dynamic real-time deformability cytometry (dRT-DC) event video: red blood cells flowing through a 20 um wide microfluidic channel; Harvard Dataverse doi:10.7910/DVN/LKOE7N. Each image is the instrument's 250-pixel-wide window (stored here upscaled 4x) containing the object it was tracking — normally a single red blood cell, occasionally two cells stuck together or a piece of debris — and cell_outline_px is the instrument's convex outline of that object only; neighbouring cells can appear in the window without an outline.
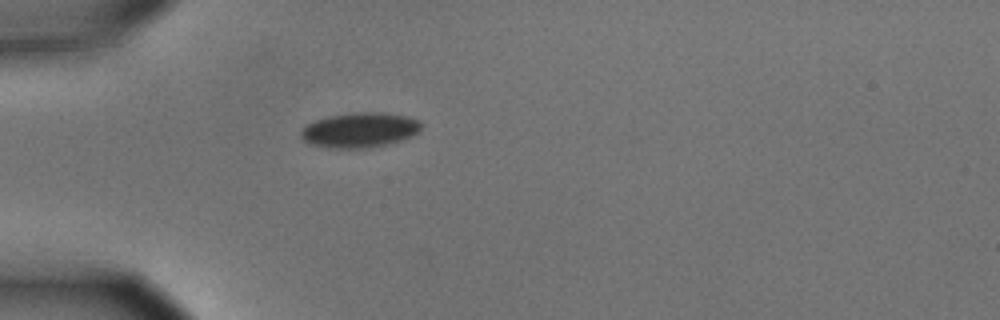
{"species": "common noctule bat (a hibernating species)", "species_latin": "Nyctalus noctula", "temperature_condition": "cold", "stored_images_in_passage": 1, "camera_frame_rate_fps": 3000, "um_per_image_px": 0.085, "animal": {"sex": "male", "body_mass_g": 15.6}, "frame": {"image": 1, "passage_image": 1, "time_ms": 0.0, "image_size_px": [1000, 320], "cell_outline_px": [[420, 128], [412, 136], [388, 144], [364, 148], [328, 148], [308, 144], [300, 136], [300, 132], [308, 124], [316, 120], [328, 116], [352, 112], [384, 112], [408, 116], [420, 120]], "centroid_in_image_um": [30.56, 11.05], "position_along_channel_um": 54.4, "area_um2": 24.57}}